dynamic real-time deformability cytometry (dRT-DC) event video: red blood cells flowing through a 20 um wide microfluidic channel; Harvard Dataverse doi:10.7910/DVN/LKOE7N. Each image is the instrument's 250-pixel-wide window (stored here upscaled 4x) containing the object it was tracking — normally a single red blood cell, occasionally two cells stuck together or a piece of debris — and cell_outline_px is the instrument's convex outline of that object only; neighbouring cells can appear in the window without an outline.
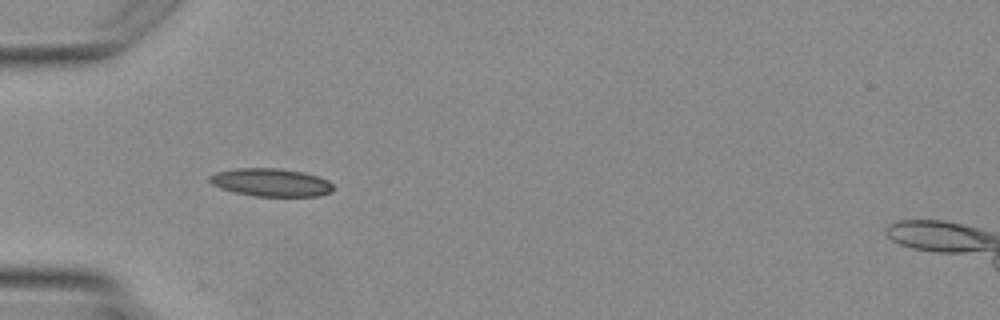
{"species": "Egyptian fruit bat (a non-hibernating species)", "species_latin": "Rousettus aegyptiacus", "temperature_condition": "warm", "stored_images_in_passage": 2, "camera_frame_rate_fps": 3000, "um_per_image_px": 0.085, "animal": {"sex": "female"}, "frame": {"image": 1, "passage_image": 2, "time_ms": 1.0, "image_size_px": [1000, 320], "cell_outline_px": [[332, 192], [320, 196], [256, 196], [236, 192], [220, 188], [212, 184], [208, 180], [208, 176], [216, 172], [236, 168], [280, 168], [304, 172], [328, 180], [332, 184]], "centroid_in_image_um": [23.02, 15.5], "position_along_channel_um": 62.0, "area_um2": 20.17}}